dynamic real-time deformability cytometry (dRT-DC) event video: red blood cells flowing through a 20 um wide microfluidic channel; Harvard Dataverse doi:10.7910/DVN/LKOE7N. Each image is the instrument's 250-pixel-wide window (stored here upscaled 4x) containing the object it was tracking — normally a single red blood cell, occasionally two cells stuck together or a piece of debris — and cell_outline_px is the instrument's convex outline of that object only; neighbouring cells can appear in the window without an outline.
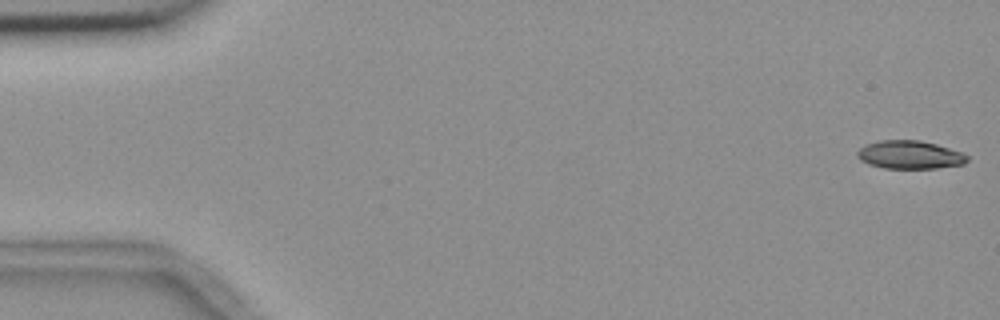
{"species": "common noctule bat (a hibernating species)", "species_latin": "Nyctalus noctula", "temperature_condition": "room temperature", "stored_images_in_passage": 55, "camera_frame_rate_fps": 3000, "um_per_image_px": 0.085, "animal": {"sex": "female", "body_mass_g": 18.4}, "frame": {"image": 1, "passage_image": 1, "time_ms": 0.0, "image_size_px": [1000, 320], "cell_outline_px": [[968, 160], [964, 164], [936, 168], [884, 168], [868, 164], [860, 160], [856, 156], [856, 152], [864, 144], [876, 140], [920, 140], [936, 144], [960, 152], [968, 156]], "centroid_in_image_um": [77.27, 13.15], "position_along_channel_um": 7.7, "area_um2": 18.15}}
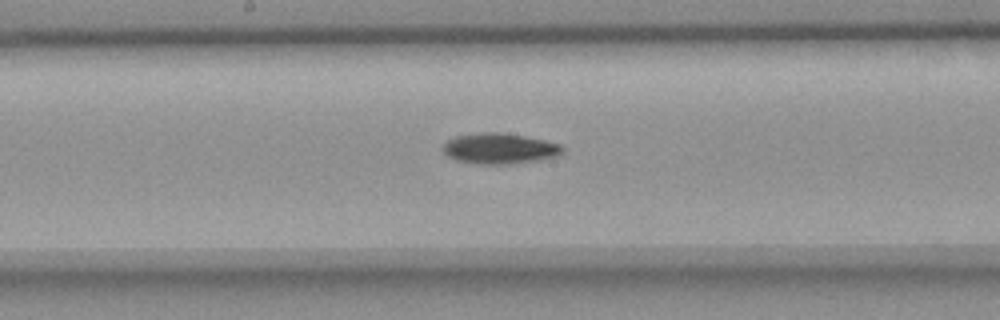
{"frame": {"image": 2, "passage_image": 29, "time_ms": 9.333, "image_size_px": [1000, 320], "cell_outline_px": [[564, 152], [556, 156], [540, 160], [512, 164], [476, 164], [456, 160], [448, 156], [440, 148], [448, 140], [456, 136], [480, 132], [500, 132], [524, 136], [544, 140], [560, 144], [564, 148]], "centroid_in_image_um": [42.46, 12.63], "position_along_channel_um": 205.7, "area_um2": 21.5}}
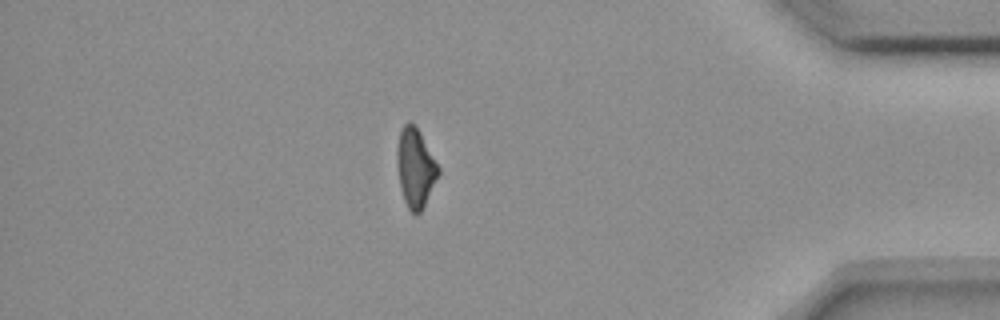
{"frame": {"image": 3, "passage_image": 48, "time_ms": 15.667, "image_size_px": [1000, 320], "cell_outline_px": [[440, 172], [420, 212], [416, 216], [408, 208], [404, 200], [400, 188], [396, 164], [396, 148], [400, 132], [404, 124], [408, 120], [420, 132], [440, 168]], "centroid_in_image_um": [35.28, 14.26], "position_along_channel_um": 399.9, "area_um2": 18.9}, "authors_computed_cell_mechanics": {"area_um2": 19.7098, "velocity_mm_per_s": 3.6629, "shape_relaxation_time_tau1_ms": 5.5051, "shape_relaxation_time_tau2_ms": null, "deformation_change_tau1": 0.1679, "deformation_change_tau2": null}}